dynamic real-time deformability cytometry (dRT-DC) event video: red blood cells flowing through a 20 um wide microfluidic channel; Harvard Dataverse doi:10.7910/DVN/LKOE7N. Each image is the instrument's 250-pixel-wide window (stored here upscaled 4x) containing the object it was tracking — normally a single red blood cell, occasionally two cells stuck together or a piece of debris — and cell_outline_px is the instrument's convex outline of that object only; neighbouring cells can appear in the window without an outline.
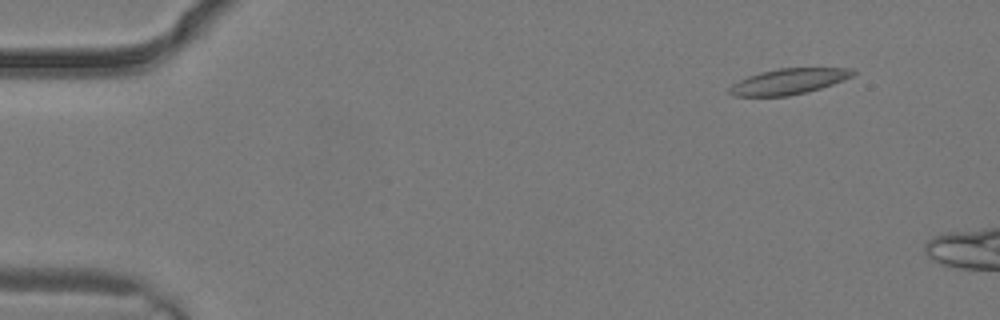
{"species": "common noctule bat (a hibernating species)", "species_latin": "Nyctalus noctula", "temperature_condition": "warm", "stored_images_in_passage": 2, "camera_frame_rate_fps": 3000, "um_per_image_px": 0.085, "animal": {"sex": "male", "body_mass_g": 19.2, "forearm_length_mm": 51.8}, "frame": {"image": 1, "passage_image": 1, "time_ms": 0.0, "image_size_px": [1000, 320], "cell_outline_px": [[856, 72], [852, 76], [844, 80], [808, 92], [788, 96], [732, 96], [728, 92], [728, 88], [732, 84], [748, 76], [760, 72], [780, 68], [852, 68]], "centroid_in_image_um": [67.02, 6.92], "position_along_channel_um": 18.0, "area_um2": 18.5}}